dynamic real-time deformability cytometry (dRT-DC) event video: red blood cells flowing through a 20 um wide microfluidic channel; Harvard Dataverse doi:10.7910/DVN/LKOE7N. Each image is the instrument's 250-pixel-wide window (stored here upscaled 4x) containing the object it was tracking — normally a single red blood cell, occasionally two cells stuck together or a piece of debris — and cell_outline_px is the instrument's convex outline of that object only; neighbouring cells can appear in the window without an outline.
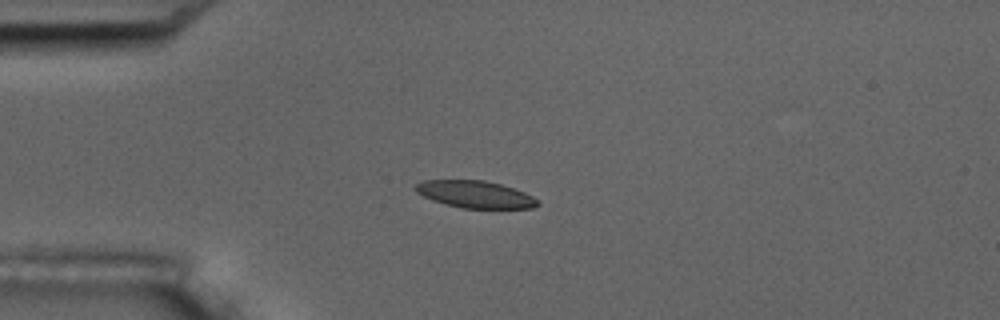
{"species": "common noctule bat (a hibernating species)", "species_latin": "Nyctalus noctula", "temperature_condition": "room temperature", "stored_images_in_passage": 9, "camera_frame_rate_fps": 3000, "um_per_image_px": 0.085, "animal": {"sex": "male", "body_mass_g": 17.5, "forearm_length_mm": 52.3}, "frame": {"image": 1, "passage_image": 3, "time_ms": 2.333, "image_size_px": [1000, 320], "cell_outline_px": [[540, 204], [532, 208], [460, 208], [432, 200], [416, 192], [416, 184], [424, 180], [484, 180], [500, 184], [524, 192], [532, 196]], "centroid_in_image_um": [40.38, 16.52], "position_along_channel_um": 44.6, "area_um2": 19.07}}
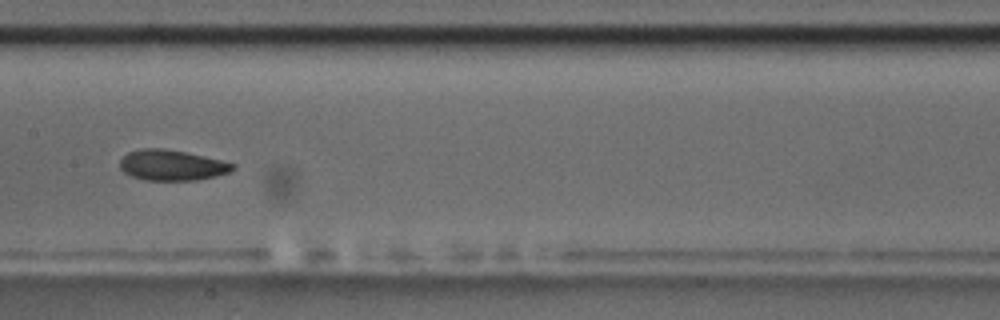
{"frame": {"image": 2, "passage_image": 7, "time_ms": 7.0, "image_size_px": [1000, 320], "cell_outline_px": [[236, 168], [228, 172], [216, 176], [196, 180], [144, 180], [132, 176], [124, 172], [120, 168], [120, 160], [128, 152], [140, 148], [164, 148], [204, 156], [236, 164]], "centroid_in_image_um": [14.6, 14.04], "position_along_channel_um": 192.8, "area_um2": 20.06}}
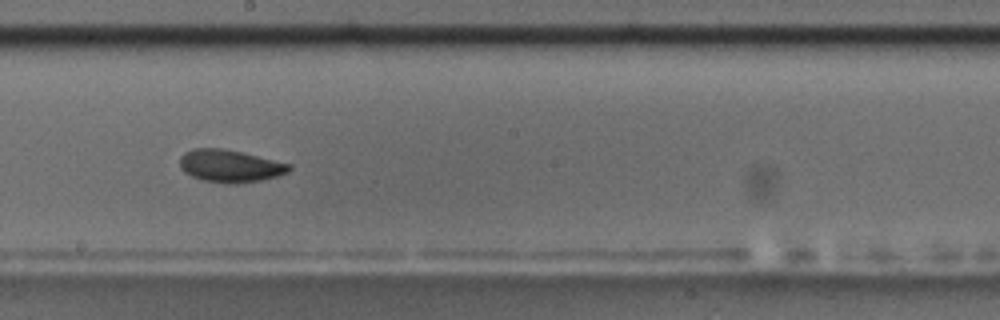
{"frame": {"image": 3, "passage_image": 8, "time_ms": 8.0, "image_size_px": [1000, 320], "cell_outline_px": [[292, 168], [288, 172], [276, 176], [260, 180], [236, 184], [232, 184], [200, 180], [184, 172], [180, 168], [180, 156], [184, 152], [192, 148], [224, 148], [292, 164]], "centroid_in_image_um": [19.53, 14.1], "position_along_channel_um": 228.7, "area_um2": 20.81}}